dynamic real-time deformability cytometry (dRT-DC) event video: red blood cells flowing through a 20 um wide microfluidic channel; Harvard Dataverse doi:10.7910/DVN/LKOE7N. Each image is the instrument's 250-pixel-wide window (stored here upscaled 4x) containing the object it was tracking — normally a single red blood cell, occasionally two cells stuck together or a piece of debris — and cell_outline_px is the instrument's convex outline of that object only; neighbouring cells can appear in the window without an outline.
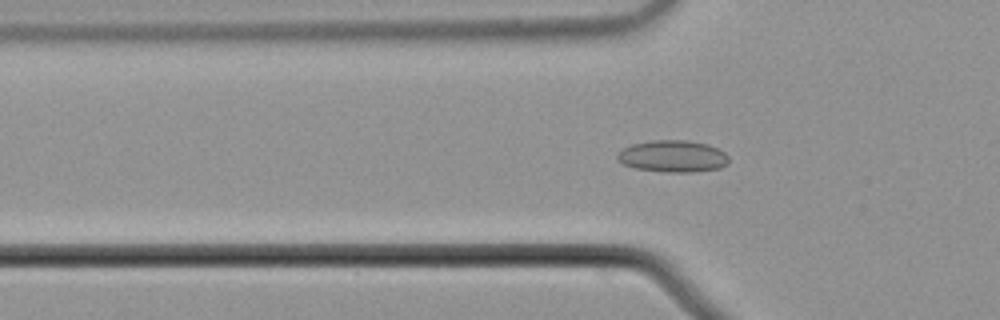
{"species": "common noctule bat (a hibernating species)", "species_latin": "Nyctalus noctula", "temperature_condition": "cold", "stored_images_in_passage": 49, "camera_frame_rate_fps": 3000, "um_per_image_px": 0.085, "animal": {"sex": "male", "body_mass_g": 21.5, "forearm_length_mm": 52.0}, "frame": {"image": 1, "passage_image": 19, "time_ms": 6.0, "image_size_px": [1000, 320], "cell_outline_px": [[728, 164], [720, 168], [692, 172], [664, 172], [636, 168], [624, 164], [616, 160], [616, 156], [624, 148], [632, 144], [652, 140], [688, 140], [708, 144], [724, 152], [728, 156]], "centroid_in_image_um": [57.2, 13.28], "position_along_channel_um": 68.6, "area_um2": 20.69}}
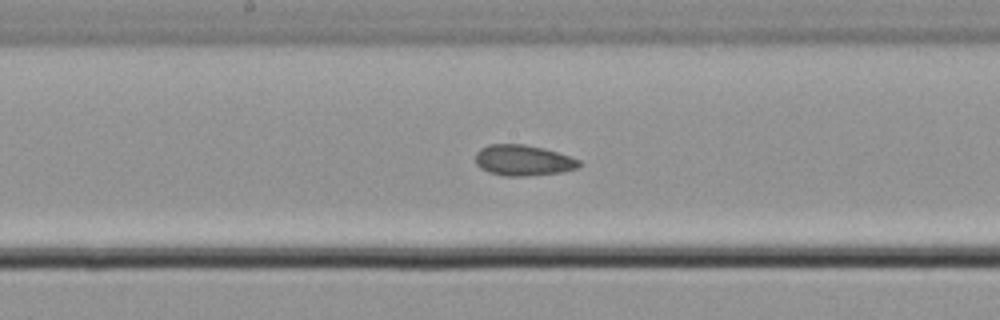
{"frame": {"image": 2, "passage_image": 30, "time_ms": 9.667, "image_size_px": [1000, 320], "cell_outline_px": [[584, 164], [576, 168], [560, 172], [528, 176], [504, 176], [488, 172], [480, 168], [476, 164], [476, 152], [480, 148], [488, 144], [524, 144], [544, 148], [580, 160]], "centroid_in_image_um": [44.45, 13.63], "position_along_channel_um": 203.8, "area_um2": 18.67}}
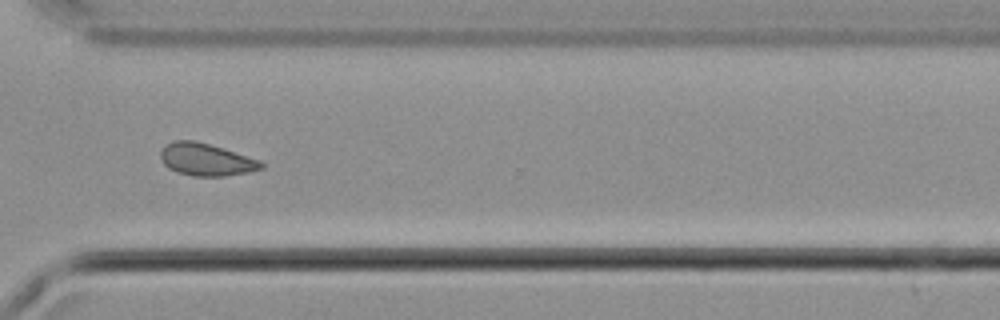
{"frame": {"image": 3, "passage_image": 42, "time_ms": 13.667, "image_size_px": [1000, 320], "cell_outline_px": [[264, 168], [248, 172], [224, 176], [192, 176], [176, 172], [168, 168], [164, 164], [160, 156], [160, 152], [164, 144], [172, 140], [196, 140], [224, 148], [260, 160], [264, 164]], "centroid_in_image_um": [17.49, 13.55], "position_along_channel_um": 353.1, "area_um2": 19.25}, "authors_computed_cell_mechanics": {"area_um2": 18.9006, "velocity_mm_per_s": 3.7176, "shape_relaxation_time_tau1_ms": null, "shape_relaxation_time_tau2_ms": 2.9652, "deformation_change_tau1": null, "deformation_change_tau2": 0.0753}}